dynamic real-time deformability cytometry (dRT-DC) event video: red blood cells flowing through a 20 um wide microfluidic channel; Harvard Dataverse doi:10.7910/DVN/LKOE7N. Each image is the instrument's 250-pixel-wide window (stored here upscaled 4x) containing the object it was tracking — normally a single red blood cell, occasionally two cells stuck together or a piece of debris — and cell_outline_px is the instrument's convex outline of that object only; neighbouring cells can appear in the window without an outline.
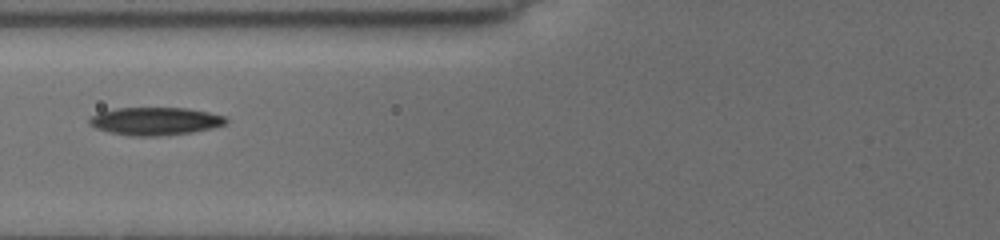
{"species": "common noctule bat (a hibernating species)", "species_latin": "Nyctalus noctula", "temperature_condition": "cold", "stored_images_in_passage": 9, "camera_frame_rate_fps": 3000, "um_per_image_px": 0.085, "animal": {"sex": "female", "body_mass_g": 19.5, "forearm_length_mm": 54.1}, "frame": {"image": 1, "passage_image": 3, "time_ms": 2.0, "image_size_px": [1000, 240], "cell_outline_px": [[228, 120], [224, 124], [212, 128], [192, 132], [156, 136], [136, 136], [112, 132], [96, 128], [88, 124], [88, 120], [92, 116], [100, 112], [116, 108], [188, 108], [208, 112], [224, 116]], "centroid_in_image_um": [13.2, 10.29], "position_along_channel_um": 112.6, "area_um2": 21.91}}
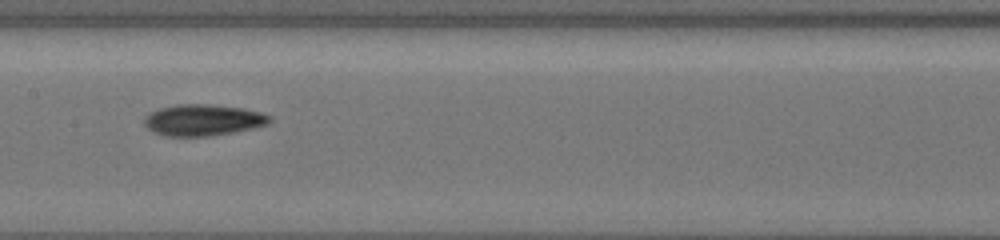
{"frame": {"image": 2, "passage_image": 5, "time_ms": 4.0, "image_size_px": [1000, 240], "cell_outline_px": [[272, 120], [268, 124], [252, 128], [232, 132], [208, 136], [164, 136], [148, 128], [144, 124], [144, 116], [160, 108], [176, 104], [208, 104], [244, 108], [260, 112], [272, 116]], "centroid_in_image_um": [17.27, 10.19], "position_along_channel_um": 190.1, "area_um2": 22.83}}
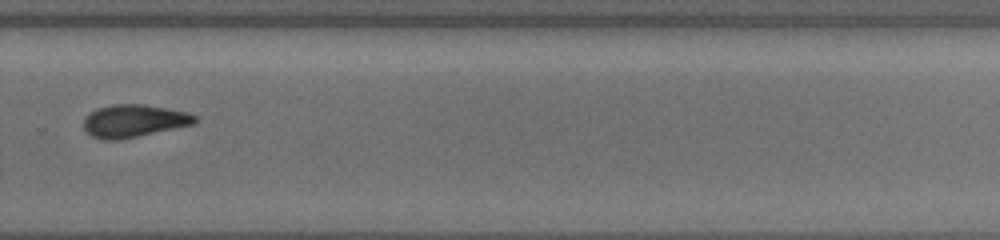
{"frame": {"image": 3, "passage_image": 8, "time_ms": 7.333, "image_size_px": [1000, 240], "cell_outline_px": [[196, 120], [192, 124], [120, 140], [104, 140], [92, 136], [84, 128], [84, 116], [88, 112], [96, 108], [112, 104], [144, 104], [188, 112], [196, 116]], "centroid_in_image_um": [11.32, 10.26], "position_along_channel_um": 318.5, "area_um2": 21.1}}